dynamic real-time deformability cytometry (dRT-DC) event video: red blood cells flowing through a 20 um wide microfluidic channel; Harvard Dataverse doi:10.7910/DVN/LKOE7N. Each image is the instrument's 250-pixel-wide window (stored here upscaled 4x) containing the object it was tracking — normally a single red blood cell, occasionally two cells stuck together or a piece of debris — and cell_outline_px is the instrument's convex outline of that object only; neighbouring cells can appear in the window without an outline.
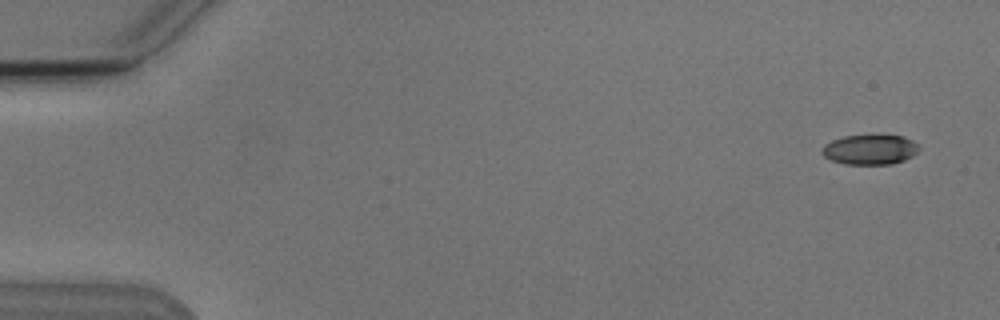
{"species": "Egyptian fruit bat (a non-hibernating species)", "species_latin": "Rousettus aegyptiacus", "temperature_condition": "cold", "stored_images_in_passage": 6, "camera_frame_rate_fps": 3000, "um_per_image_px": 0.085, "animal": {"sex": "male"}, "frame": {"image": 1, "passage_image": 1, "time_ms": 0.0, "image_size_px": [1000, 320], "cell_outline_px": [[920, 148], [912, 156], [904, 160], [892, 164], [844, 164], [832, 160], [824, 156], [820, 152], [820, 148], [824, 144], [832, 140], [844, 136], [904, 136], [920, 144]], "centroid_in_image_um": [73.94, 12.72], "position_along_channel_um": 11.1, "area_um2": 16.94}}
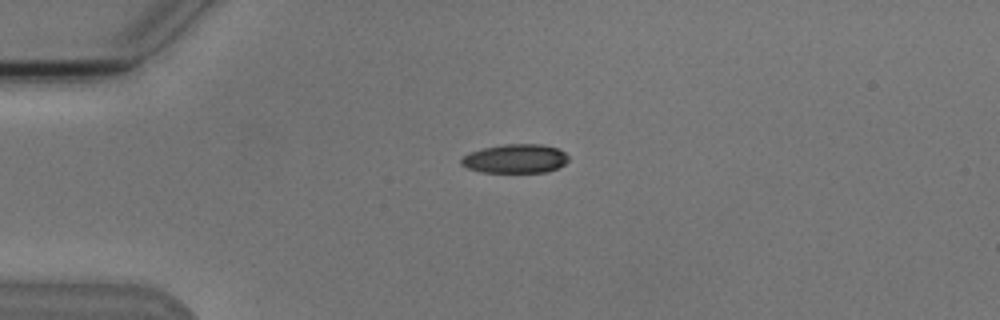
{"frame": {"image": 2, "passage_image": 4, "time_ms": 3.667, "image_size_px": [1000, 320], "cell_outline_px": [[568, 160], [564, 164], [556, 168], [544, 172], [480, 172], [468, 168], [460, 164], [460, 160], [468, 152], [484, 148], [504, 144], [544, 144], [560, 148], [568, 156]], "centroid_in_image_um": [43.8, 13.47], "position_along_channel_um": 41.2, "area_um2": 18.15}}